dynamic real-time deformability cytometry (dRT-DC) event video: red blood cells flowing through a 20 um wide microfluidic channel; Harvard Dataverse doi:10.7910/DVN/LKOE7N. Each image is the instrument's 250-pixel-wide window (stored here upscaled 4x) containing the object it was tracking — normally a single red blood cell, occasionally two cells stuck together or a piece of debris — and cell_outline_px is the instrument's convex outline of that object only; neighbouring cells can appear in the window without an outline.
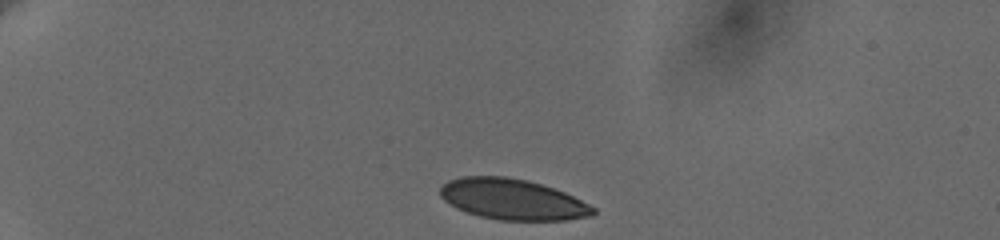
{"species": "human", "species_latin": "Homo sapiens", "temperature_condition": "cold", "stored_images_in_passage": 18, "camera_frame_rate_fps": 3000, "um_per_image_px": 0.085, "donor": {"sex": "female"}, "frame": {"image": 1, "passage_image": 1, "time_ms": 0.0, "image_size_px": [1000, 240], "cell_outline_px": [[596, 212], [592, 216], [564, 220], [500, 220], [480, 216], [456, 208], [444, 200], [440, 196], [440, 188], [448, 180], [460, 176], [508, 176], [528, 180], [564, 192], [596, 208]], "centroid_in_image_um": [43.55, 16.94], "position_along_channel_um": 41.5, "area_um2": 36.24}}
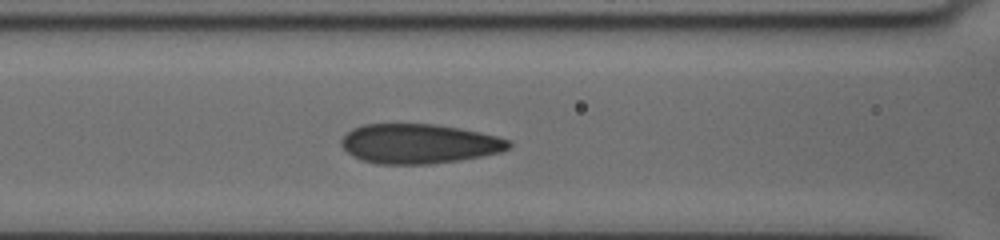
{"frame": {"image": 2, "passage_image": 8, "time_ms": 4.333, "image_size_px": [1000, 240], "cell_outline_px": [[512, 148], [500, 152], [460, 160], [432, 164], [376, 164], [360, 160], [352, 156], [340, 144], [340, 140], [352, 128], [364, 124], [436, 124], [460, 128], [480, 132], [496, 136], [508, 140], [512, 144]], "centroid_in_image_um": [35.6, 12.22], "position_along_channel_um": 131.0, "area_um2": 38.84}}
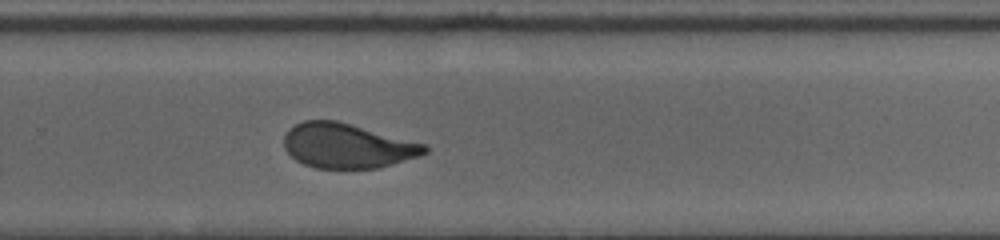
{"frame": {"image": 3, "passage_image": 18, "time_ms": 9.0, "image_size_px": [1000, 240], "cell_outline_px": [[428, 152], [420, 156], [376, 168], [316, 168], [304, 164], [296, 160], [284, 148], [284, 136], [288, 128], [304, 120], [336, 120], [428, 144]], "centroid_in_image_um": [29.53, 12.38], "position_along_channel_um": 300.3, "area_um2": 36.7}}